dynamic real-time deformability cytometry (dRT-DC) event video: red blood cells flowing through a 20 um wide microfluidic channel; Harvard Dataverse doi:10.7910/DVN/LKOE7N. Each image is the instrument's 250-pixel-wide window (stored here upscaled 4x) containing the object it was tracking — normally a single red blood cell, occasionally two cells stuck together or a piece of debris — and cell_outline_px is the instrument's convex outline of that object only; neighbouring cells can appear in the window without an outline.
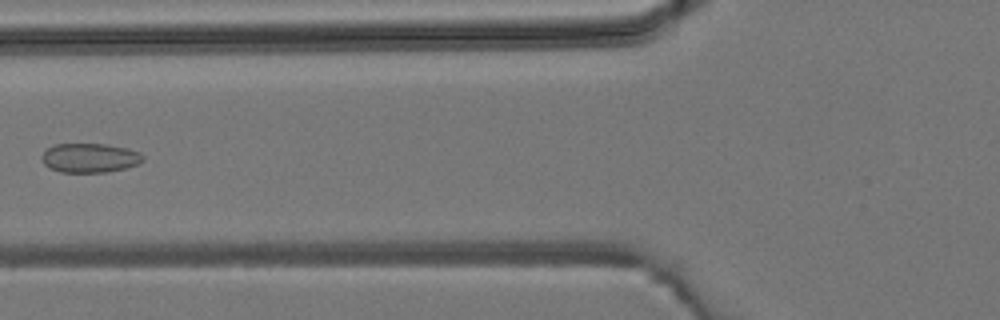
{"species": "common noctule bat (a hibernating species)", "species_latin": "Nyctalus noctula", "temperature_condition": "room temperature", "stored_images_in_passage": 5, "camera_frame_rate_fps": 3000, "um_per_image_px": 0.085, "animal": {"sex": "male", "body_mass_g": 19.2, "forearm_length_mm": 51.8}, "frame": {"image": 1, "passage_image": 5, "time_ms": 5.333, "image_size_px": [1000, 320], "cell_outline_px": [[144, 160], [128, 168], [108, 172], [60, 172], [48, 168], [44, 164], [40, 156], [48, 148], [56, 144], [104, 144], [128, 148], [140, 152], [144, 156]], "centroid_in_image_um": [7.64, 13.43], "position_along_channel_um": 118.2, "area_um2": 17.4}}